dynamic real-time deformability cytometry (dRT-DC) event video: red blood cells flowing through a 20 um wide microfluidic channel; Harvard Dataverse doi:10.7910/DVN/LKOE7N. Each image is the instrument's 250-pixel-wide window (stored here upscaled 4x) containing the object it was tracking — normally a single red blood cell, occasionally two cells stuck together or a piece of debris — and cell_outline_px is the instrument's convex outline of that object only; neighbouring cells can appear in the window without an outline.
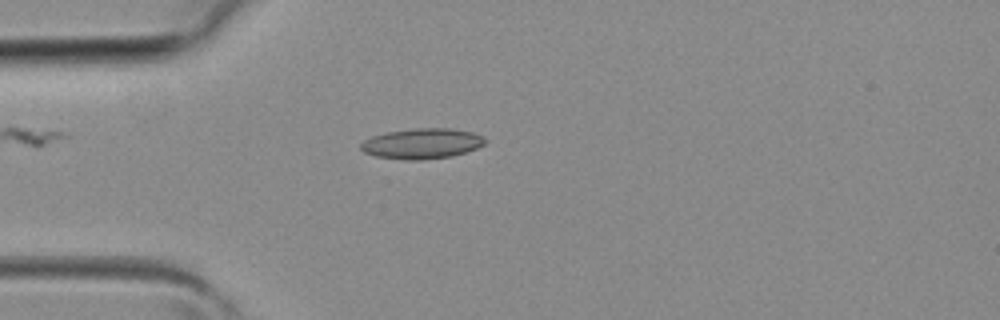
{"species": "common noctule bat (a hibernating species)", "species_latin": "Nyctalus noctula", "temperature_condition": "room temperature", "stored_images_in_passage": 1, "camera_frame_rate_fps": 3000, "um_per_image_px": 0.085, "animal": {"sex": "female", "body_mass_g": 19.3, "forearm_length_mm": 54.1}, "frame": {"image": 1, "passage_image": 1, "time_ms": 0.0, "image_size_px": [1000, 320], "cell_outline_px": [[488, 140], [484, 144], [476, 148], [452, 156], [424, 160], [404, 160], [376, 156], [364, 152], [360, 148], [360, 144], [364, 140], [372, 136], [388, 132], [416, 128], [452, 128], [472, 132], [484, 136]], "centroid_in_image_um": [35.88, 12.2], "position_along_channel_um": 49.1, "area_um2": 22.08}}